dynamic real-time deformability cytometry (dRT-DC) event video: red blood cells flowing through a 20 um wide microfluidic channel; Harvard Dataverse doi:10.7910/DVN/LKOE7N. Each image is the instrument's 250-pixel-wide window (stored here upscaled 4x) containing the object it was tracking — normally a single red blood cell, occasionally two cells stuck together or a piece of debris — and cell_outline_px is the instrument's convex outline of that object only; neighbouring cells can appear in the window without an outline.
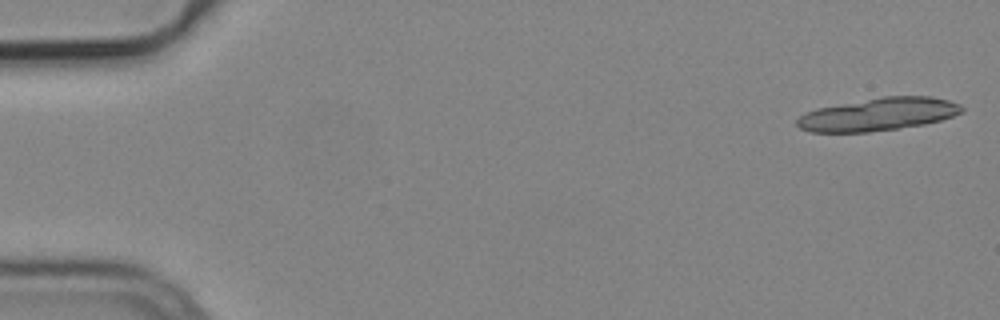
{"species": "common noctule bat (a hibernating species)", "species_latin": "Nyctalus noctula", "temperature_condition": "cold", "stored_images_in_passage": 32, "camera_frame_rate_fps": 3000, "um_per_image_px": 0.085, "animal": {"sex": "male", "body_mass_g": 19.2, "forearm_length_mm": 51.8}, "frame": {"image": 1, "passage_image": 1, "time_ms": 0.0, "image_size_px": [1000, 320], "cell_outline_px": [[964, 112], [940, 120], [924, 124], [868, 132], [812, 132], [800, 128], [796, 124], [796, 120], [804, 112], [816, 108], [884, 96], [932, 96], [948, 100], [960, 104], [964, 108]], "centroid_in_image_um": [74.65, 9.71], "position_along_channel_um": 10.3, "area_um2": 31.44}}